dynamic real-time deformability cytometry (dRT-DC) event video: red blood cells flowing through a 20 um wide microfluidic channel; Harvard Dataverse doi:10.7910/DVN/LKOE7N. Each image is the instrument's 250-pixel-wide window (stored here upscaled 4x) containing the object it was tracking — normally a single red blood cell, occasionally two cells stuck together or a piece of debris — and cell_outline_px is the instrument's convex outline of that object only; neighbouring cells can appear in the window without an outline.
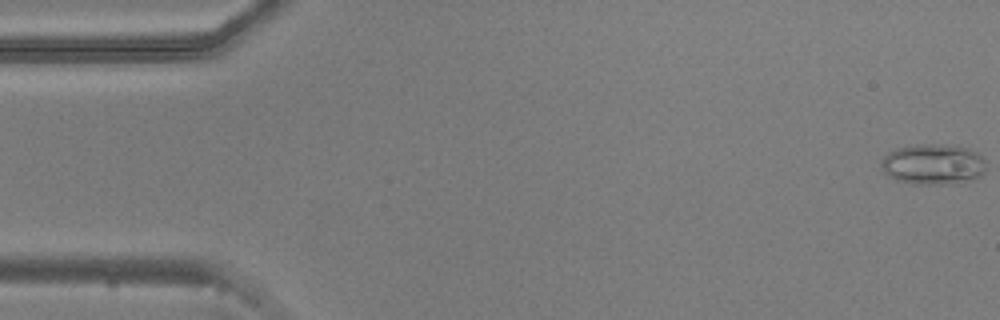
{"species": "common noctule bat (a hibernating species)", "species_latin": "Nyctalus noctula", "temperature_condition": "warm", "stored_images_in_passage": 54, "camera_frame_rate_fps": 3000, "um_per_image_px": 0.085, "animal": {"sex": "male", "body_mass_g": 20.5, "forearm_length_mm": 52.5}, "frame": {"image": 1, "passage_image": 1, "time_ms": 0.0, "image_size_px": [1000, 320], "cell_outline_px": [[984, 172], [980, 176], [972, 180], [952, 184], [916, 184], [896, 180], [888, 176], [880, 168], [880, 160], [888, 152], [896, 148], [916, 144], [940, 144], [968, 148], [976, 152], [984, 160]], "centroid_in_image_um": [79.27, 13.97], "position_along_channel_um": 5.7, "area_um2": 25.03}}
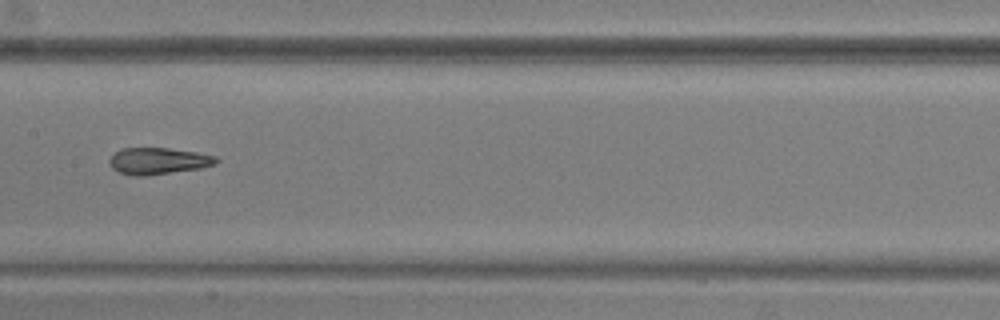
{"frame": {"image": 2, "passage_image": 27, "time_ms": 8.667, "image_size_px": [1000, 320], "cell_outline_px": [[220, 160], [216, 164], [200, 168], [144, 176], [132, 176], [120, 172], [112, 168], [108, 164], [108, 160], [120, 148], [168, 148], [196, 152], [216, 156]], "centroid_in_image_um": [13.44, 13.68], "position_along_channel_um": 194.0, "area_um2": 16.59}}
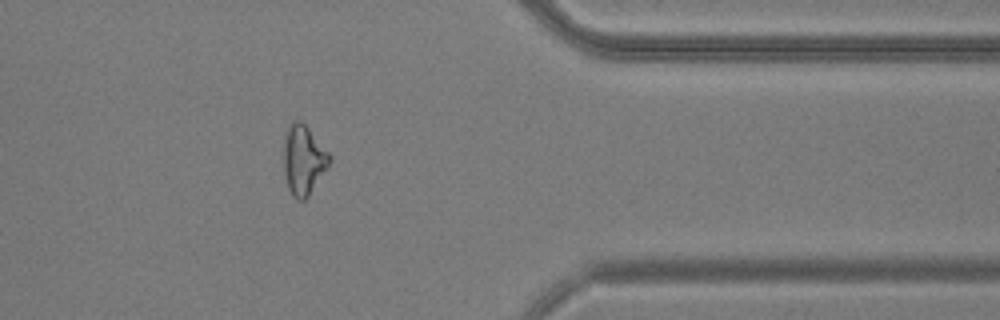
{"frame": {"image": 3, "passage_image": 44, "time_ms": 14.333, "image_size_px": [1000, 320], "cell_outline_px": [[332, 160], [328, 168], [308, 196], [304, 200], [296, 200], [292, 196], [288, 188], [284, 172], [284, 140], [288, 124], [292, 120], [300, 120], [308, 128], [332, 156]], "centroid_in_image_um": [25.8, 13.59], "position_along_channel_um": 385.6, "area_um2": 18.73}, "authors_computed_cell_mechanics": {"area_um2": 18.6405, "velocity_mm_per_s": 3.7166, "shape_relaxation_time_tau1_ms": null, "shape_relaxation_time_tau2_ms": 3.7636, "deformation_change_tau1": null, "deformation_change_tau2": 0.1085}}